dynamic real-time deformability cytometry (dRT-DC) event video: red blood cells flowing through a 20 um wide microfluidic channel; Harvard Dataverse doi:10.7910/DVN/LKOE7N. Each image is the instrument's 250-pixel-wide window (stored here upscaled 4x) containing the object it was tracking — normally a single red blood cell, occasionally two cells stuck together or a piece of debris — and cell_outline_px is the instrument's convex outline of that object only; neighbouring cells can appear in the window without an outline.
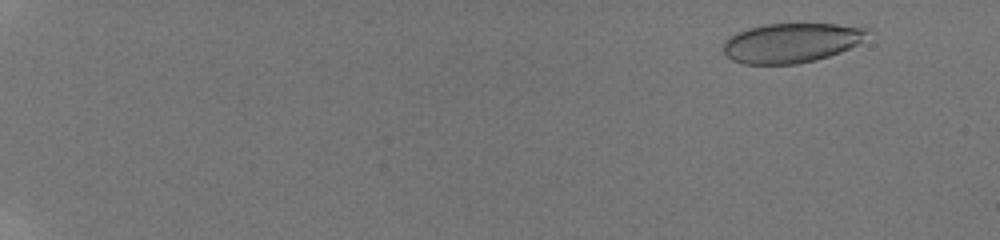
{"species": "human", "species_latin": "Homo sapiens", "temperature_condition": "room temperature", "stored_images_in_passage": 106, "camera_frame_rate_fps": 3000, "um_per_image_px": 0.085, "donor": {"sex": "male"}, "frame": {"image": 1, "passage_image": 10, "time_ms": 1.667, "image_size_px": [1000, 240], "cell_outline_px": [[872, 28], [856, 44], [840, 52], [816, 60], [796, 64], [744, 64], [732, 60], [724, 52], [724, 40], [748, 28], [764, 24], [836, 24]], "centroid_in_image_um": [67.25, 3.64], "position_along_channel_um": 17.7, "area_um2": 32.89}}
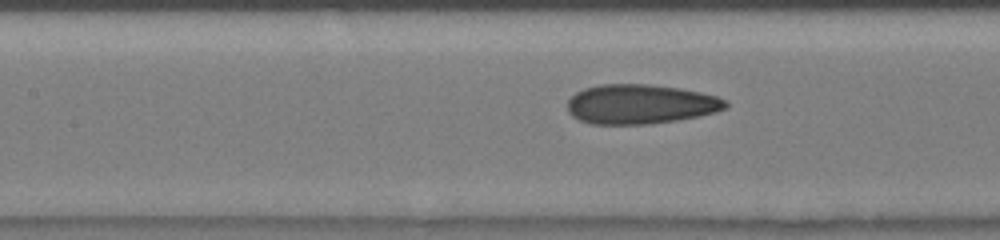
{"frame": {"image": 2, "passage_image": 55, "time_ms": 10.0, "image_size_px": [1000, 240], "cell_outline_px": [[728, 108], [716, 112], [676, 120], [648, 124], [592, 124], [580, 120], [572, 116], [568, 112], [568, 100], [576, 92], [584, 88], [600, 84], [648, 84], [680, 88], [700, 92], [716, 96], [724, 100], [728, 104]], "centroid_in_image_um": [54.42, 8.85], "position_along_channel_um": 153.0, "area_um2": 36.41}}
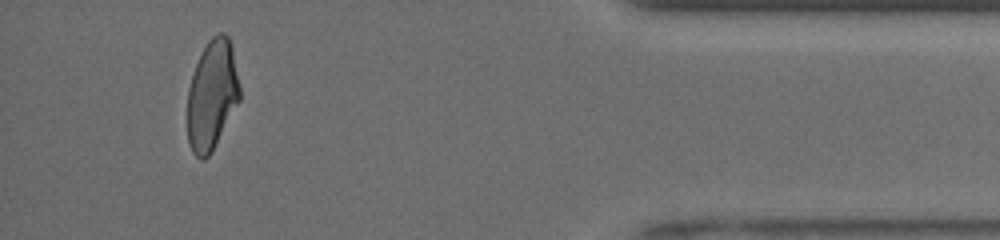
{"frame": {"image": 3, "passage_image": 101, "time_ms": 17.667, "image_size_px": [1000, 240], "cell_outline_px": [[240, 100], [208, 156], [204, 160], [200, 160], [192, 152], [188, 144], [188, 88], [196, 64], [208, 40], [216, 32], [224, 32], [228, 36], [232, 48], [240, 88]], "centroid_in_image_um": [18.02, 8.06], "position_along_channel_um": 417.2, "area_um2": 33.12}, "authors_computed_cell_mechanics": {"area_um2": 34.8534, "velocity_mm_per_s": 3.9574, "shape_relaxation_time_tau1_ms": 10.6169, "shape_relaxation_time_tau2_ms": 1.0861, "deformation_change_tau1": 0.2554, "deformation_change_tau2": 0.0724}}